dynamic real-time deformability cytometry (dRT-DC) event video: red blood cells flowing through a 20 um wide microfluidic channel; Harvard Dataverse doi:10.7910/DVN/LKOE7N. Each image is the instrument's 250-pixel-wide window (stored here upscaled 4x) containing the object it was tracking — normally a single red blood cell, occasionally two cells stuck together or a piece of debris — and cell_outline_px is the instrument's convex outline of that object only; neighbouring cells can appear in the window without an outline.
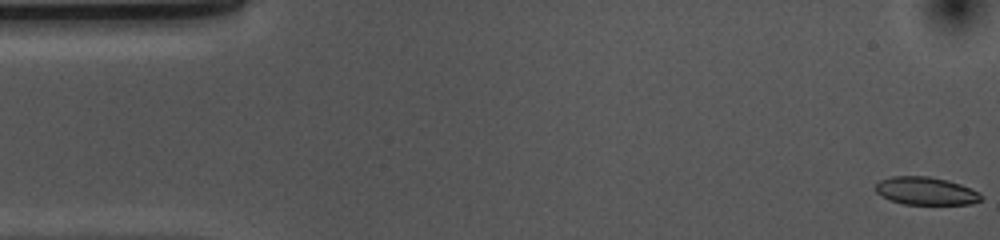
{"species": "common noctule bat (a hibernating species)", "species_latin": "Nyctalus noctula", "temperature_condition": "cold", "stored_images_in_passage": 54, "camera_frame_rate_fps": 3000, "um_per_image_px": 0.085, "animal": {"sex": "female", "body_mass_g": 10.0, "forearm_length_mm": 53.1}, "frame": {"image": 1, "passage_image": 1, "time_ms": 0.0, "image_size_px": [1000, 240], "cell_outline_px": [[984, 196], [980, 200], [972, 204], [904, 204], [888, 200], [880, 196], [876, 192], [876, 184], [880, 180], [892, 176], [928, 176], [948, 180], [960, 184], [980, 192]], "centroid_in_image_um": [78.69, 16.23], "position_along_channel_um": 6.3, "area_um2": 17.28}}
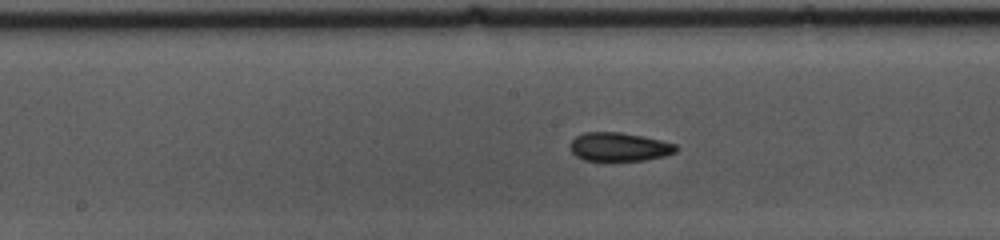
{"frame": {"image": 2, "passage_image": 26, "time_ms": 8.333, "image_size_px": [1000, 240], "cell_outline_px": [[680, 148], [676, 152], [664, 156], [644, 160], [604, 164], [584, 160], [576, 156], [568, 148], [568, 144], [576, 136], [584, 132], [620, 132], [644, 136], [676, 144]], "centroid_in_image_um": [52.59, 12.53], "position_along_channel_um": 195.6, "area_um2": 18.67}}
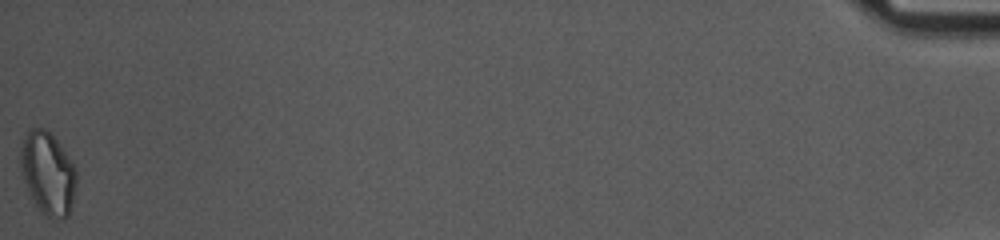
{"frame": {"image": 3, "passage_image": 54, "time_ms": 17.667, "image_size_px": [1000, 240], "cell_outline_px": [[76, 188], [72, 204], [68, 216], [64, 220], [52, 220], [44, 216], [28, 192], [20, 168], [20, 144], [24, 136], [32, 128], [44, 128], [56, 140], [76, 168]], "centroid_in_image_um": [4.06, 14.78], "position_along_channel_um": 431.1, "area_um2": 27.05}, "authors_computed_cell_mechanics": {"area_um2": 17.9758, "velocity_mm_per_s": 3.6566, "shape_relaxation_time_tau1_ms": 6.5764, "shape_relaxation_time_tau2_ms": 2.1256, "deformation_change_tau1": 0.1431, "deformation_change_tau2": 0.0755}}